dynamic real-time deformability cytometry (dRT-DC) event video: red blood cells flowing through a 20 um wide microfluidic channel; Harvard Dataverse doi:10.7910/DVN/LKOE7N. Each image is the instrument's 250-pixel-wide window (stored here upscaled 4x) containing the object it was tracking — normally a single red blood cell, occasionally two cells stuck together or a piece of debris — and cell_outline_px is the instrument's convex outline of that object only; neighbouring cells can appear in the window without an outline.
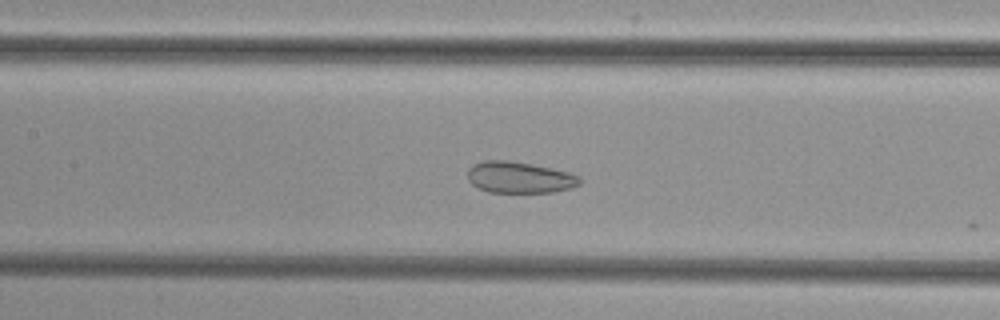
{"species": "common noctule bat (a hibernating species)", "species_latin": "Nyctalus noctula", "temperature_condition": "cold", "stored_images_in_passage": 16, "camera_frame_rate_fps": 3000, "um_per_image_px": 0.085, "animal": {"sex": "female", "body_mass_g": 29.2, "forearm_length_mm": 56.3}, "frame": {"image": 1, "passage_image": 15, "time_ms": 4.667, "image_size_px": [1000, 320], "cell_outline_px": [[580, 184], [572, 188], [556, 192], [488, 192], [472, 184], [468, 180], [468, 168], [472, 164], [484, 160], [508, 160], [532, 164], [552, 168], [568, 172], [580, 176]], "centroid_in_image_um": [44.16, 15.07], "position_along_channel_um": 163.2, "area_um2": 20.63}}